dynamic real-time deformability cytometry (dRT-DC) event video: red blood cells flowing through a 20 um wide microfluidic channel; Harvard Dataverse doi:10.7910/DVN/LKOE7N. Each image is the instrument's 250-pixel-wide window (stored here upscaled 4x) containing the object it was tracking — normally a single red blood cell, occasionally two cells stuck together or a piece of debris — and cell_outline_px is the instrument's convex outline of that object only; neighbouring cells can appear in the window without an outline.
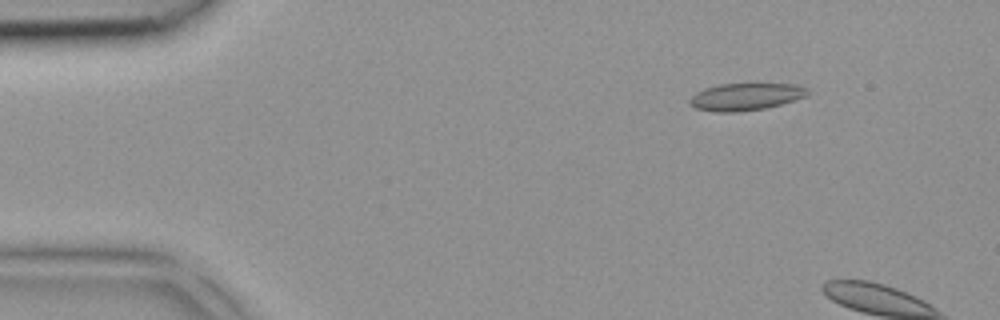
{"species": "common noctule bat (a hibernating species)", "species_latin": "Nyctalus noctula", "temperature_condition": "room temperature", "stored_images_in_passage": 2, "camera_frame_rate_fps": 3000, "um_per_image_px": 0.085, "animal": {"sex": "female", "body_mass_g": 18.4}, "frame": {"image": 1, "passage_image": 1, "time_ms": 0.0, "image_size_px": [1000, 320], "cell_outline_px": [[812, 92], [808, 96], [796, 100], [764, 108], [736, 112], [716, 112], [696, 108], [688, 104], [688, 100], [696, 92], [704, 88], [720, 84], [796, 84], [808, 88]], "centroid_in_image_um": [63.41, 8.22], "position_along_channel_um": 21.6, "area_um2": 18.84}}